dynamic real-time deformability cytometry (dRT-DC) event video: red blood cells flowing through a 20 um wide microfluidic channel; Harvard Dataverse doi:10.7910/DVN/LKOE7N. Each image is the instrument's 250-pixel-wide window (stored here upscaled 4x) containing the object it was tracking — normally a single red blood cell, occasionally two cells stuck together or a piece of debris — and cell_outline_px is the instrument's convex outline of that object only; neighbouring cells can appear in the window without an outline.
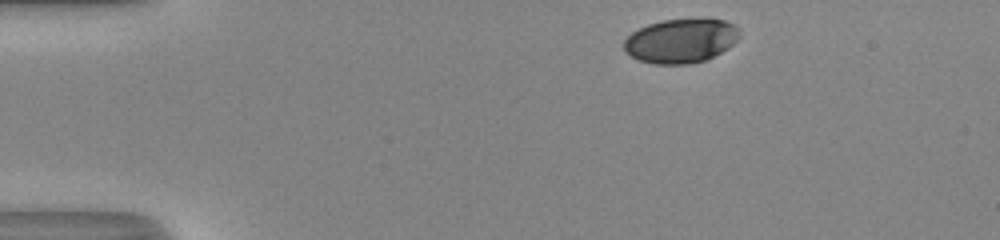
{"species": "human", "species_latin": "Homo sapiens", "temperature_condition": "room temperature", "stored_images_in_passage": 36, "camera_frame_rate_fps": 3000, "um_per_image_px": 0.085, "donor": {"sex": "male"}, "frame": {"image": 1, "passage_image": 1, "time_ms": 0.0, "image_size_px": [1000, 240], "cell_outline_px": [[740, 36], [728, 48], [704, 60], [688, 64], [656, 64], [640, 60], [624, 52], [624, 40], [632, 32], [648, 24], [664, 20], [724, 20], [736, 24], [740, 28]], "centroid_in_image_um": [57.88, 3.47], "position_along_channel_um": 27.1, "area_um2": 29.42}}
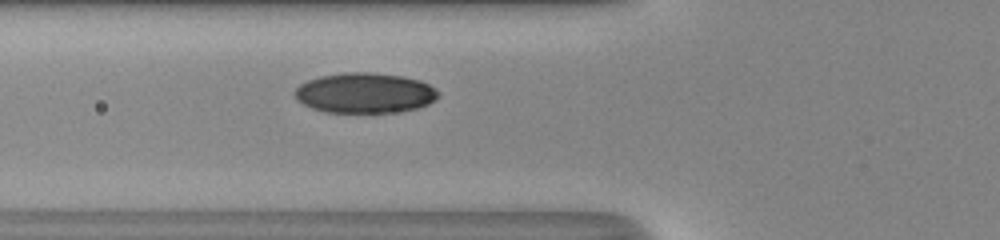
{"frame": {"image": 2, "passage_image": 12, "time_ms": 3.667, "image_size_px": [1000, 240], "cell_outline_px": [[440, 96], [436, 100], [428, 104], [416, 108], [392, 112], [324, 112], [312, 108], [296, 100], [292, 92], [300, 84], [308, 80], [320, 76], [344, 72], [372, 72], [404, 76], [420, 80], [436, 88], [440, 92]], "centroid_in_image_um": [31.01, 7.89], "position_along_channel_um": 94.8, "area_um2": 33.93}}
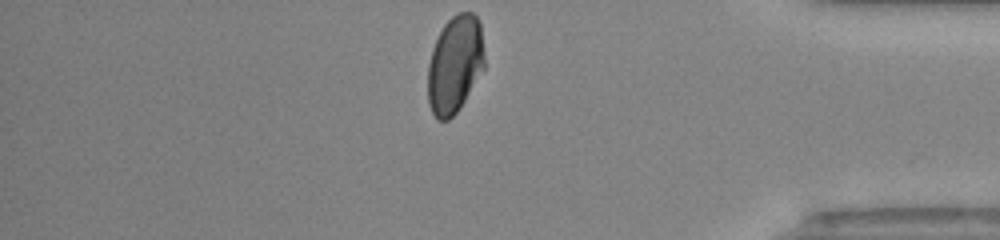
{"frame": {"image": 3, "passage_image": 36, "time_ms": 11.667, "image_size_px": [1000, 240], "cell_outline_px": [[484, 68], [460, 108], [448, 120], [436, 120], [428, 104], [428, 64], [432, 48], [444, 24], [456, 12], [472, 12], [480, 20], [484, 52]], "centroid_in_image_um": [38.66, 5.46], "position_along_channel_um": 396.5, "area_um2": 32.37}, "authors_computed_cell_mechanics": {"area_um2": 32.7437, "velocity_mm_per_s": 4.1239, "shape_relaxation_time_tau1_ms": 4.1279, "shape_relaxation_time_tau2_ms": 1.2537, "deformation_change_tau1": 0.1407, "deformation_change_tau2": 0.0364}}